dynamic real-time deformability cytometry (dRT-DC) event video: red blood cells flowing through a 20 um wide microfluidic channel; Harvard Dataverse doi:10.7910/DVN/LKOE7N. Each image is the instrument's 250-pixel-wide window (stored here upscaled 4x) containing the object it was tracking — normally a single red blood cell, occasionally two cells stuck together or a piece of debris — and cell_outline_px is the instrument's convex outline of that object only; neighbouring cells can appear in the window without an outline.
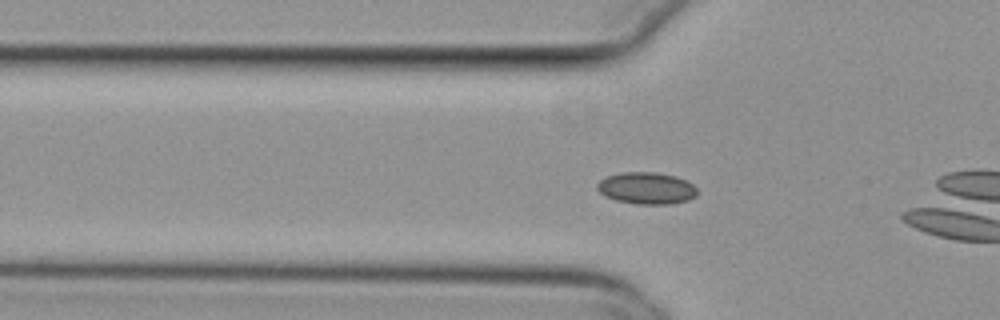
{"species": "common noctule bat (a hibernating species)", "species_latin": "Nyctalus noctula", "temperature_condition": "cold", "stored_images_in_passage": 44, "camera_frame_rate_fps": 3000, "um_per_image_px": 0.085, "animal": {"sex": "female", "body_mass_g": 29.2, "forearm_length_mm": 56.3}, "frame": {"image": 1, "passage_image": 7, "time_ms": 2.0, "image_size_px": [1000, 320], "cell_outline_px": [[696, 196], [688, 200], [668, 204], [636, 204], [616, 200], [604, 196], [596, 188], [596, 184], [600, 180], [608, 176], [624, 172], [656, 172], [676, 176], [692, 184], [696, 188]], "centroid_in_image_um": [54.93, 15.99], "position_along_channel_um": 70.9, "area_um2": 18.5}}
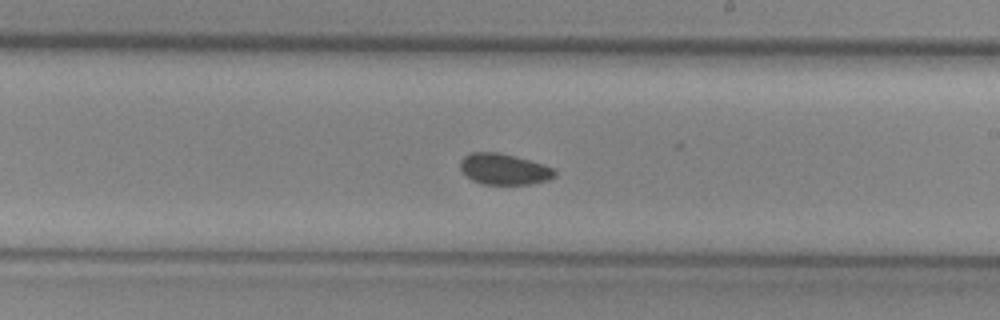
{"frame": {"image": 2, "passage_image": 21, "time_ms": 6.667, "image_size_px": [1000, 320], "cell_outline_px": [[556, 176], [548, 180], [532, 184], [480, 184], [472, 180], [460, 168], [460, 160], [464, 156], [472, 152], [496, 152], [544, 164], [556, 168]], "centroid_in_image_um": [42.87, 14.39], "position_along_channel_um": 246.1, "area_um2": 17.05}}
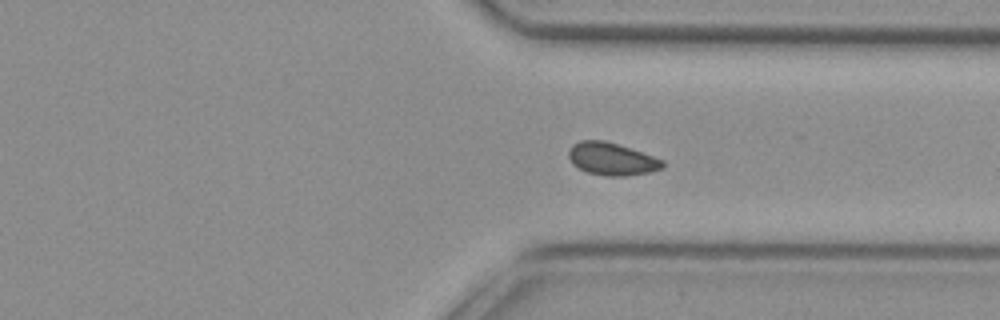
{"frame": {"image": 3, "passage_image": 30, "time_ms": 9.667, "image_size_px": [1000, 320], "cell_outline_px": [[664, 168], [652, 172], [624, 176], [604, 176], [588, 172], [572, 164], [568, 156], [568, 148], [572, 144], [580, 140], [604, 140], [664, 160]], "centroid_in_image_um": [51.98, 13.52], "position_along_channel_um": 359.4, "area_um2": 17.8}, "authors_computed_cell_mechanics": {"area_um2": 17.34, "velocity_mm_per_s": 3.7719, "shape_relaxation_time_tau1_ms": null, "shape_relaxation_time_tau2_ms": 4.5698, "deformation_change_tau1": null, "deformation_change_tau2": 0.0575}}